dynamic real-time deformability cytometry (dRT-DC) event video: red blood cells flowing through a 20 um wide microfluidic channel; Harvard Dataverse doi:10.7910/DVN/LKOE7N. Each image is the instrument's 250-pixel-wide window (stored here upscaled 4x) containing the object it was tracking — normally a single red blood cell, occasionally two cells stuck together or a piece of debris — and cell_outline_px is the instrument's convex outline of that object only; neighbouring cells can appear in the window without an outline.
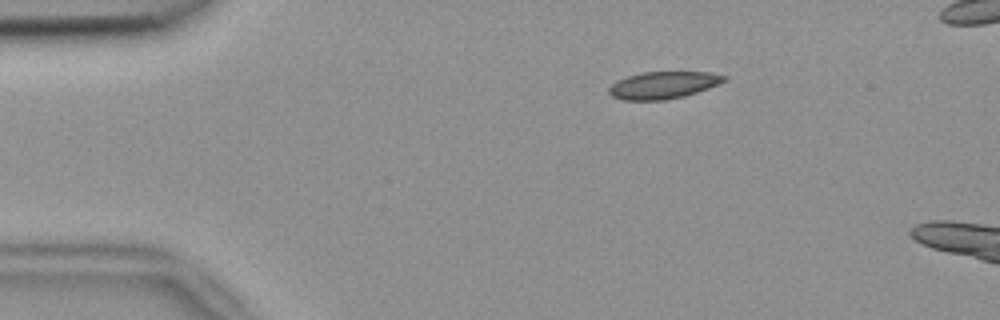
{"species": "common noctule bat (a hibernating species)", "species_latin": "Nyctalus noctula", "temperature_condition": "room temperature", "stored_images_in_passage": 3, "camera_frame_rate_fps": 3000, "um_per_image_px": 0.085, "animal": {"sex": "female", "body_mass_g": 18.4}, "frame": {"image": 1, "passage_image": 2, "time_ms": 0.333, "image_size_px": [1000, 320], "cell_outline_px": [[728, 80], [720, 84], [684, 96], [664, 100], [624, 100], [612, 96], [608, 92], [608, 88], [612, 84], [628, 76], [640, 72], [708, 72], [728, 76]], "centroid_in_image_um": [56.41, 7.23], "position_along_channel_um": 28.6, "area_um2": 18.21}}